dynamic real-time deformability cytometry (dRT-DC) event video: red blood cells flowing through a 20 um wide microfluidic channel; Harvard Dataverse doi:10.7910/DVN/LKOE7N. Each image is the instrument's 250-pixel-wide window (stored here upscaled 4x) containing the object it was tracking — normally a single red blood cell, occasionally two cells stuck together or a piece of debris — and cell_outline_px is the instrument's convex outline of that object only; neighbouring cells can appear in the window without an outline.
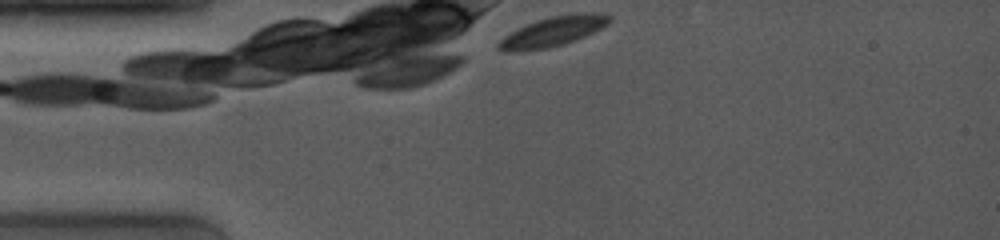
{"species": "common noctule bat (a hibernating species)", "species_latin": "Nyctalus noctula", "temperature_condition": "room temperature", "stored_images_in_passage": 17, "camera_frame_rate_fps": 4000, "um_per_image_px": 0.085, "animal": {"sex": "female", "body_mass_g": 19.0, "forearm_length_mm": 53.3}, "frame": {"image": 1, "passage_image": 1, "time_ms": 0.0, "image_size_px": [1000, 240], "cell_outline_px": [[612, 20], [608, 24], [584, 36], [564, 44], [548, 48], [496, 48], [496, 44], [504, 36], [516, 28], [536, 20], [548, 16], [584, 12], [596, 12], [612, 16]], "centroid_in_image_um": [47.1, 2.6], "position_along_channel_um": 37.9, "area_um2": 18.55}}